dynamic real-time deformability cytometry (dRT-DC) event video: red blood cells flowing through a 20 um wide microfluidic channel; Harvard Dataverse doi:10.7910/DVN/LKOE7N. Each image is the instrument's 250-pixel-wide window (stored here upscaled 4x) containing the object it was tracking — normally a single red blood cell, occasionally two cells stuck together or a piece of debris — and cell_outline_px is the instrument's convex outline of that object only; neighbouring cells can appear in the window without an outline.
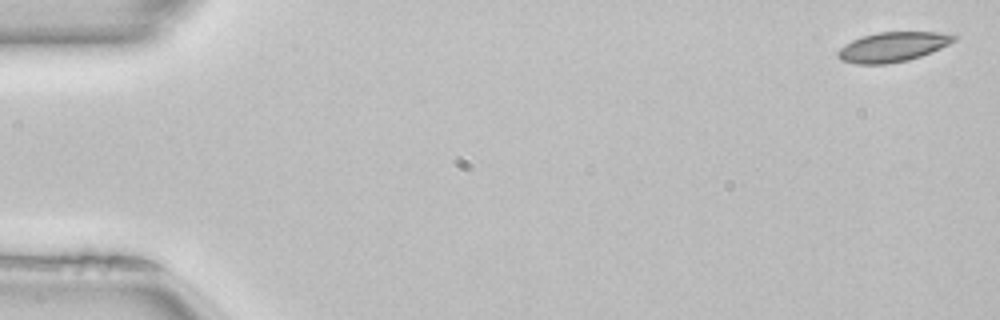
{"species": "common noctule bat (a hibernating species)", "species_latin": "Nyctalus noctula", "temperature_condition": "room temperature", "stored_images_in_passage": 52, "camera_frame_rate_fps": 3000, "um_per_image_px": 0.085, "animal": {"sex": "female", "body_mass_g": 22.7, "forearm_length_mm": 54.2}, "frame": {"image": 1, "passage_image": 2, "time_ms": 0.333, "image_size_px": [1000, 320], "cell_outline_px": [[960, 36], [956, 40], [940, 48], [920, 56], [908, 60], [888, 64], [856, 64], [840, 60], [836, 56], [836, 52], [844, 44], [852, 40], [876, 32], [956, 32]], "centroid_in_image_um": [75.91, 3.97], "position_along_channel_um": 9.1, "area_um2": 20.4}}
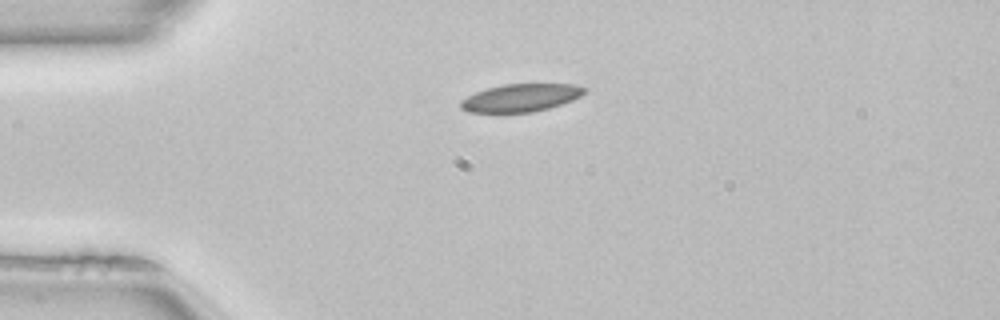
{"frame": {"image": 2, "passage_image": 13, "time_ms": 4.0, "image_size_px": [1000, 320], "cell_outline_px": [[588, 88], [580, 96], [572, 100], [548, 108], [532, 112], [468, 112], [460, 108], [460, 100], [476, 92], [488, 88], [504, 84], [572, 84]], "centroid_in_image_um": [44.25, 8.31], "position_along_channel_um": 40.7, "area_um2": 19.83}}
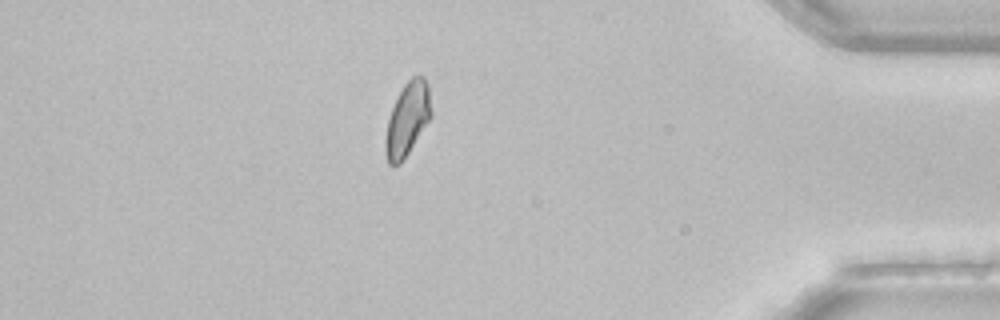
{"frame": {"image": 3, "passage_image": 45, "time_ms": 14.667, "image_size_px": [1000, 320], "cell_outline_px": [[432, 116], [400, 164], [388, 164], [384, 144], [384, 140], [388, 120], [392, 108], [404, 84], [412, 76], [420, 72], [424, 76], [428, 84], [432, 112]], "centroid_in_image_um": [34.65, 10.07], "position_along_channel_um": 400.6, "area_um2": 19.48}, "authors_computed_cell_mechanics": {"area_um2": 20.1144, "velocity_mm_per_s": 4.0226, "shape_relaxation_time_tau1_ms": null, "shape_relaxation_time_tau2_ms": 2.9706, "deformation_change_tau1": null, "deformation_change_tau2": 0.0652}}